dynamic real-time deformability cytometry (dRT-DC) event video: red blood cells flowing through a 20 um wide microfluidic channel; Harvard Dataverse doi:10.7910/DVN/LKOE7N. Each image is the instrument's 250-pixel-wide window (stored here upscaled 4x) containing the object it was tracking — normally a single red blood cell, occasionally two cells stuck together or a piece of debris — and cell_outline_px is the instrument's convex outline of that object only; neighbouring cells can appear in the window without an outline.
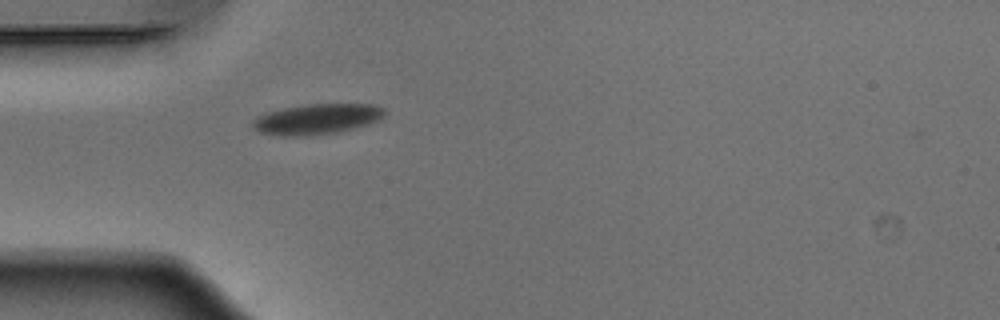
{"species": "Egyptian fruit bat (a non-hibernating species)", "species_latin": "Rousettus aegyptiacus", "temperature_condition": "warm", "stored_images_in_passage": 33, "camera_frame_rate_fps": 3000, "um_per_image_px": 0.085, "animal": {"sex": "male"}, "frame": {"image": 1, "passage_image": 1, "time_ms": 0.0, "image_size_px": [1000, 320], "cell_outline_px": [[388, 112], [380, 120], [368, 124], [336, 132], [308, 136], [276, 136], [260, 132], [252, 128], [252, 120], [264, 112], [280, 108], [304, 104], [376, 104], [384, 108]], "centroid_in_image_um": [26.91, 10.11], "position_along_channel_um": 58.1, "area_um2": 23.87}}
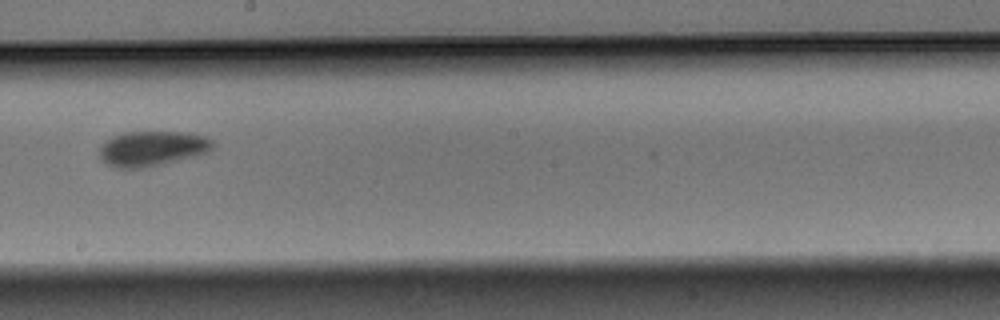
{"frame": {"image": 2, "passage_image": 15, "time_ms": 4.667, "image_size_px": [1000, 320], "cell_outline_px": [[212, 148], [196, 156], [164, 164], [144, 168], [116, 168], [100, 160], [100, 148], [112, 136], [124, 132], [192, 132], [204, 136], [212, 140]], "centroid_in_image_um": [12.93, 12.63], "position_along_channel_um": 235.3, "area_um2": 23.12}}
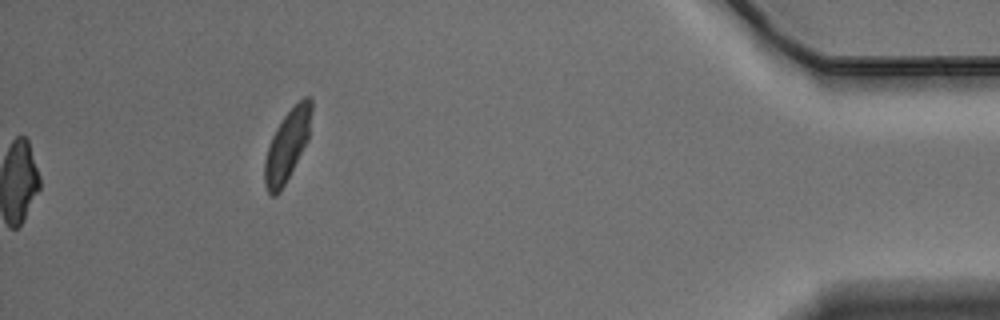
{"frame": {"image": 3, "passage_image": 33, "time_ms": 10.667, "image_size_px": [1000, 320], "cell_outline_px": [[312, 108], [308, 140], [280, 192], [276, 196], [272, 196], [268, 192], [264, 184], [264, 160], [272, 136], [276, 128], [284, 116], [304, 96], [308, 96], [312, 100]], "centroid_in_image_um": [24.4, 12.37], "position_along_channel_um": 410.8, "area_um2": 19.13}, "authors_computed_cell_mechanics": {"area_um2": 22.3686, "velocity_mm_per_s": 3.8676, "shape_relaxation_time_tau1_ms": 2.0121, "shape_relaxation_time_tau2_ms": 1.0903, "deformation_change_tau1": 0.1032, "deformation_change_tau2": 0.0444}}